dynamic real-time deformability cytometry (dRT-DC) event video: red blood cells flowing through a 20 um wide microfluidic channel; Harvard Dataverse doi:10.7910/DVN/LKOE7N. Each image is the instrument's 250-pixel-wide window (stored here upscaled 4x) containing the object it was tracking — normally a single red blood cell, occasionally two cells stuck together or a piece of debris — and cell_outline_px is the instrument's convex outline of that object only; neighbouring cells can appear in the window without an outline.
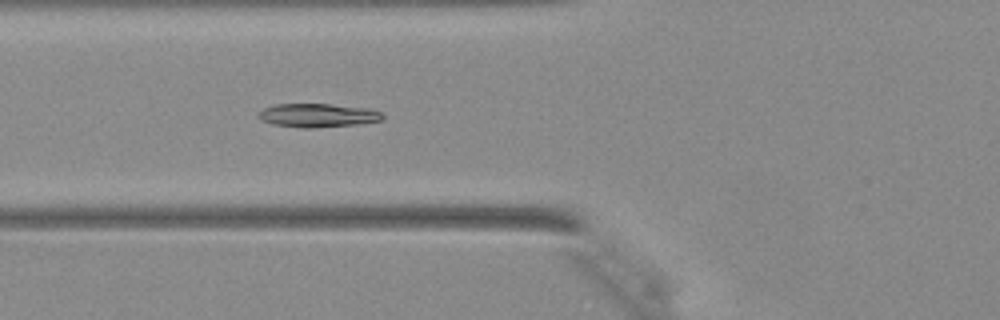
{"species": "Egyptian fruit bat (a non-hibernating species)", "species_latin": "Rousettus aegyptiacus", "temperature_condition": "warm", "stored_images_in_passage": 33, "camera_frame_rate_fps": 3000, "um_per_image_px": 0.085, "animal": {"sex": "female"}, "frame": {"image": 1, "passage_image": 6, "time_ms": 1.667, "image_size_px": [1000, 320], "cell_outline_px": [[384, 116], [380, 120], [356, 124], [312, 128], [304, 128], [272, 124], [260, 120], [260, 112], [264, 108], [276, 104], [328, 104], [368, 108], [380, 112]], "centroid_in_image_um": [26.99, 9.8], "position_along_channel_um": 98.8, "area_um2": 16.82}}
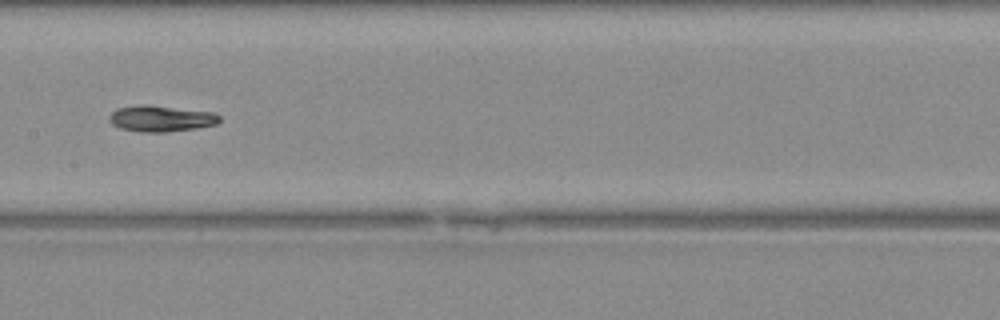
{"frame": {"image": 2, "passage_image": 12, "time_ms": 3.667, "image_size_px": [1000, 320], "cell_outline_px": [[220, 120], [216, 124], [196, 128], [164, 132], [140, 132], [120, 128], [112, 124], [108, 120], [108, 116], [116, 108], [136, 104], [148, 104], [212, 112], [220, 116]], "centroid_in_image_um": [13.62, 10.06], "position_along_channel_um": 193.8, "area_um2": 16.94}}
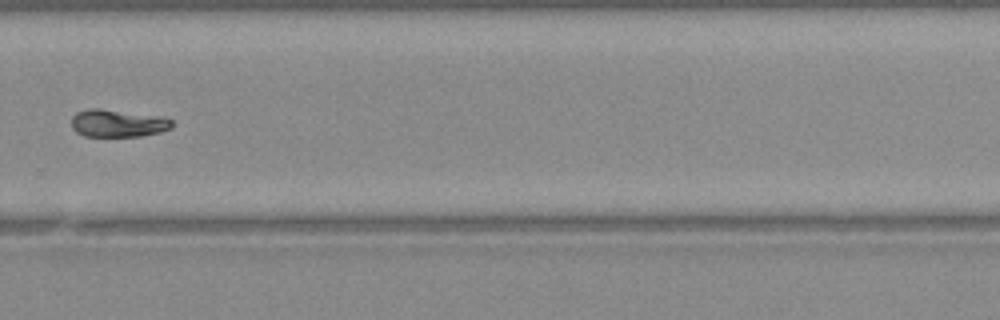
{"frame": {"image": 3, "passage_image": 20, "time_ms": 6.333, "image_size_px": [1000, 320], "cell_outline_px": [[172, 128], [160, 132], [140, 136], [84, 136], [76, 132], [72, 128], [72, 116], [76, 112], [88, 108], [100, 108], [164, 116], [172, 120]], "centroid_in_image_um": [10.02, 10.46], "position_along_channel_um": 319.8, "area_um2": 16.36}}